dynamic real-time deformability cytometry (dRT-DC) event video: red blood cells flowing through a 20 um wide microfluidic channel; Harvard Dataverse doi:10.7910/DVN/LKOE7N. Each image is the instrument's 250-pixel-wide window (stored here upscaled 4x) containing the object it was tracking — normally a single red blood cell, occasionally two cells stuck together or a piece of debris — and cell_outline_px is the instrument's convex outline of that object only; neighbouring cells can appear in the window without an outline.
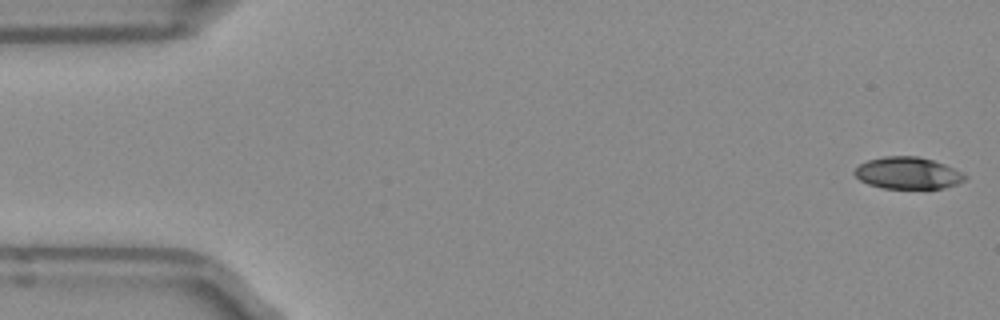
{"species": "Egyptian fruit bat (a non-hibernating species)", "species_latin": "Rousettus aegyptiacus", "temperature_condition": "room temperature", "stored_images_in_passage": 51, "camera_frame_rate_fps": 3000, "um_per_image_px": 0.085, "frame": {"image": 1, "passage_image": 1, "time_ms": 0.0, "image_size_px": [1000, 320], "cell_outline_px": [[968, 176], [964, 180], [956, 184], [944, 188], [884, 188], [868, 184], [860, 180], [852, 172], [860, 164], [868, 160], [884, 156], [916, 156], [932, 160], [944, 164]], "centroid_in_image_um": [77.14, 14.71], "position_along_channel_um": 7.9, "area_um2": 20.29}}
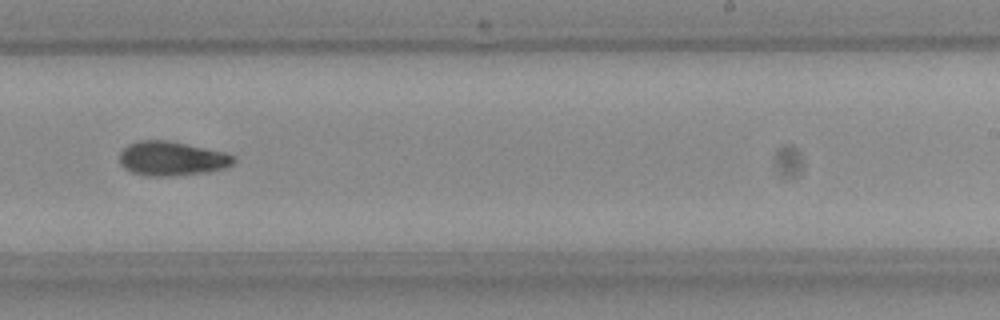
{"frame": {"image": 2, "passage_image": 31, "time_ms": 10.0, "image_size_px": [1000, 320], "cell_outline_px": [[236, 160], [228, 168], [208, 172], [172, 176], [148, 176], [132, 172], [124, 168], [120, 164], [120, 152], [128, 144], [136, 140], [168, 140], [228, 152], [236, 156]], "centroid_in_image_um": [14.65, 13.47], "position_along_channel_um": 274.3, "area_um2": 23.24}}
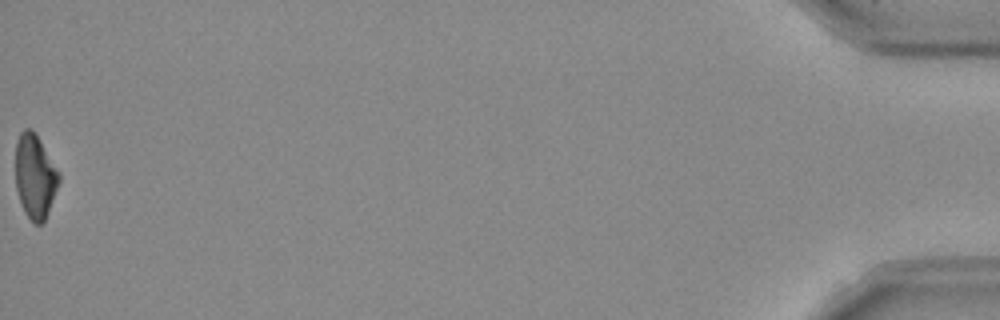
{"frame": {"image": 3, "passage_image": 51, "time_ms": 16.667, "image_size_px": [1000, 320], "cell_outline_px": [[60, 180], [48, 212], [44, 220], [40, 224], [32, 224], [24, 212], [16, 188], [16, 140], [20, 132], [24, 128], [32, 128], [40, 140], [60, 172]], "centroid_in_image_um": [2.97, 14.98], "position_along_channel_um": 432.2, "area_um2": 21.39}, "authors_computed_cell_mechanics": {"area_um2": 21.9062, "velocity_mm_per_s": 3.9655, "shape_relaxation_time_tau1_ms": 5.1492, "shape_relaxation_time_tau2_ms": null, "deformation_change_tau1": 0.1462, "deformation_change_tau2": null}}